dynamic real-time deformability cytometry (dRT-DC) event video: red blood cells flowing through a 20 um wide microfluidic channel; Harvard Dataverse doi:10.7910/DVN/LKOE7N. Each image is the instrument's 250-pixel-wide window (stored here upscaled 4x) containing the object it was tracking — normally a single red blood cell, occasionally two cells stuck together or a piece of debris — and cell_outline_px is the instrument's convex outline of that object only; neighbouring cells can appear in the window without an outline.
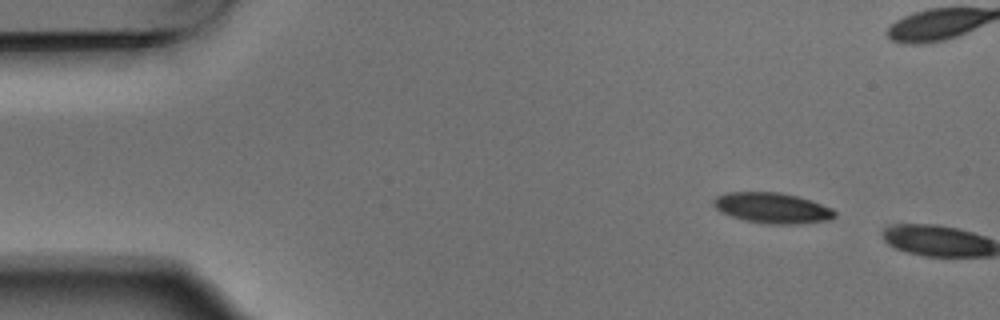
{"species": "Egyptian fruit bat (a non-hibernating species)", "species_latin": "Rousettus aegyptiacus", "temperature_condition": "warm", "stored_images_in_passage": 2, "camera_frame_rate_fps": 3000, "um_per_image_px": 0.085, "animal": {"sex": "male"}, "frame": {"image": 1, "passage_image": 1, "time_ms": 0.0, "image_size_px": [1000, 320], "cell_outline_px": [[836, 216], [828, 220], [796, 224], [764, 224], [744, 220], [720, 212], [712, 204], [712, 200], [716, 196], [724, 192], [780, 192], [796, 196], [832, 208], [836, 212]], "centroid_in_image_um": [65.59, 17.68], "position_along_channel_um": 19.4, "area_um2": 21.62}}